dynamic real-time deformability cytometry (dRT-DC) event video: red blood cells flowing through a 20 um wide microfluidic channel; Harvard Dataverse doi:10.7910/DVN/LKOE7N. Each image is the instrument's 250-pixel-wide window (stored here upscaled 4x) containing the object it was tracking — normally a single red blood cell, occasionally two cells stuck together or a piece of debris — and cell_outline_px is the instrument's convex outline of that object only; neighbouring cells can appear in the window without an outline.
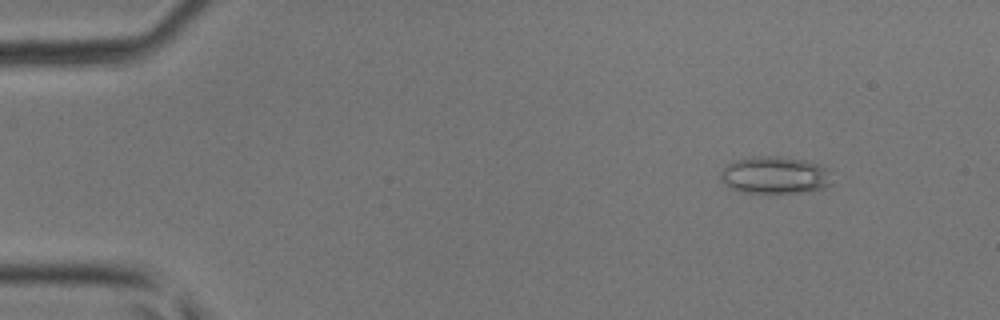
{"species": "common noctule bat (a hibernating species)", "species_latin": "Nyctalus noctula", "temperature_condition": "room temperature", "stored_images_in_passage": 41, "camera_frame_rate_fps": 3000, "um_per_image_px": 0.085, "animal": {"sex": "male", "body_mass_g": 17.9, "forearm_length_mm": 54.2}, "frame": {"image": 1, "passage_image": 1, "time_ms": 0.0, "image_size_px": [1000, 320], "cell_outline_px": [[832, 184], [824, 188], [800, 192], [740, 192], [724, 184], [720, 180], [720, 172], [728, 164], [736, 160], [752, 156], [776, 156], [804, 160], [820, 164], [824, 168]], "centroid_in_image_um": [65.81, 14.88], "position_along_channel_um": 19.2, "area_um2": 23.87}}
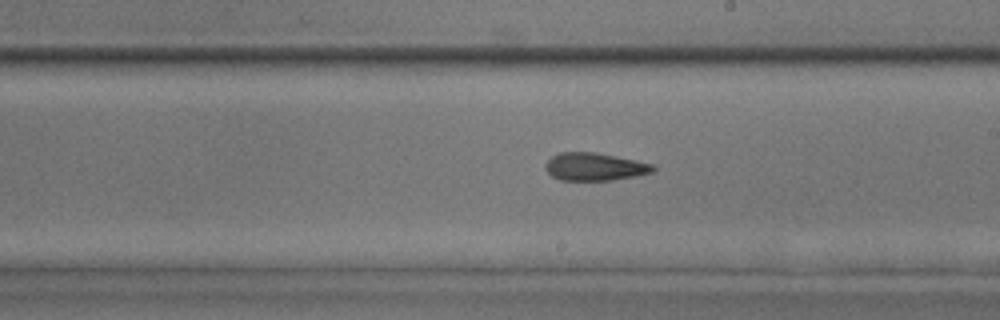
{"frame": {"image": 2, "passage_image": 22, "time_ms": 7.0, "image_size_px": [1000, 320], "cell_outline_px": [[656, 168], [652, 172], [636, 176], [612, 180], [560, 180], [552, 176], [544, 168], [544, 164], [552, 156], [560, 152], [596, 152], [636, 160], [652, 164]], "centroid_in_image_um": [50.53, 14.17], "position_along_channel_um": 238.5, "area_um2": 17.46}}
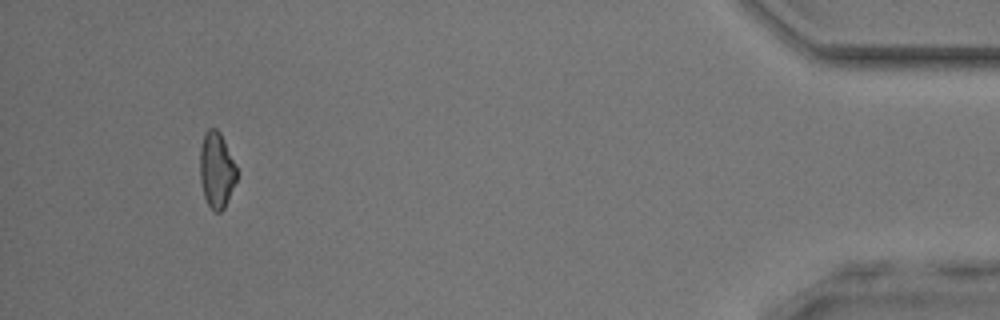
{"frame": {"image": 3, "passage_image": 38, "time_ms": 12.333, "image_size_px": [1000, 320], "cell_outline_px": [[236, 180], [224, 208], [220, 212], [216, 212], [208, 204], [204, 196], [200, 180], [200, 148], [204, 132], [208, 128], [216, 128], [220, 132], [236, 164]], "centroid_in_image_um": [18.39, 14.41], "position_along_channel_um": 416.8, "area_um2": 16.18}}